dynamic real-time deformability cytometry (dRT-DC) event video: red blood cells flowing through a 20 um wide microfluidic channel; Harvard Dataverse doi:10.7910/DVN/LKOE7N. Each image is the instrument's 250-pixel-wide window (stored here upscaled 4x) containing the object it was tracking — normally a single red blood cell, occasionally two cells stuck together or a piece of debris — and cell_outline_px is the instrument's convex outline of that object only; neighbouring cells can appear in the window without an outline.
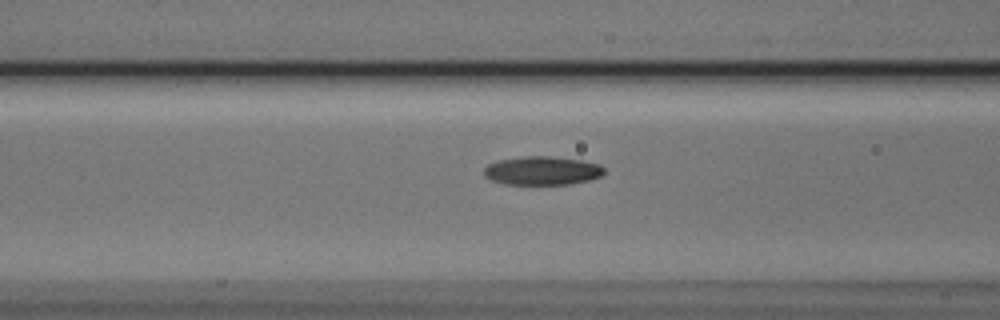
{"species": "Egyptian fruit bat (a non-hibernating species)", "species_latin": "Rousettus aegyptiacus", "temperature_condition": "cold", "stored_images_in_passage": 13, "camera_frame_rate_fps": 3000, "um_per_image_px": 0.085, "animal": {"sex": "male"}, "frame": {"image": 1, "passage_image": 11, "time_ms": 3.333, "image_size_px": [1000, 320], "cell_outline_px": [[604, 172], [600, 176], [588, 180], [572, 184], [504, 184], [492, 180], [484, 176], [484, 168], [488, 164], [500, 160], [524, 156], [548, 156], [580, 160], [600, 164], [604, 168]], "centroid_in_image_um": [46.08, 14.51], "position_along_channel_um": 120.5, "area_um2": 19.94}}